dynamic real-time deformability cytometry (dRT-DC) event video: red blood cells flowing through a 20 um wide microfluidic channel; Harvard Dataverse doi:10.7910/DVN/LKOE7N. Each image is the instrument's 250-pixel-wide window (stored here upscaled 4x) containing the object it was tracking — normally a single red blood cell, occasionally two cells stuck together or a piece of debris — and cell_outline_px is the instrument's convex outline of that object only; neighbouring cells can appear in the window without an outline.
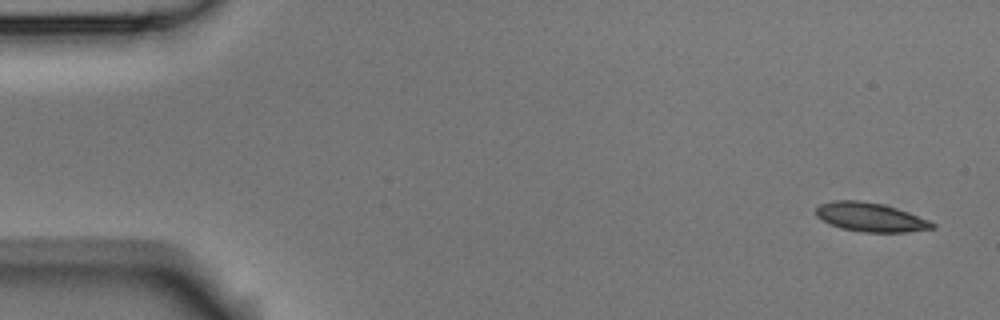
{"species": "Egyptian fruit bat (a non-hibernating species)", "species_latin": "Rousettus aegyptiacus", "temperature_condition": "room temperature", "stored_images_in_passage": 5, "camera_frame_rate_fps": 3000, "um_per_image_px": 0.085, "animal": {"sex": "male"}, "frame": {"image": 1, "passage_image": 1, "time_ms": 0.0, "image_size_px": [1000, 320], "cell_outline_px": [[936, 228], [904, 232], [860, 232], [840, 228], [816, 216], [816, 208], [820, 204], [832, 200], [860, 200], [884, 204], [908, 212], [928, 220], [936, 224]], "centroid_in_image_um": [73.99, 18.45], "position_along_channel_um": 11.0, "area_um2": 19.59}}